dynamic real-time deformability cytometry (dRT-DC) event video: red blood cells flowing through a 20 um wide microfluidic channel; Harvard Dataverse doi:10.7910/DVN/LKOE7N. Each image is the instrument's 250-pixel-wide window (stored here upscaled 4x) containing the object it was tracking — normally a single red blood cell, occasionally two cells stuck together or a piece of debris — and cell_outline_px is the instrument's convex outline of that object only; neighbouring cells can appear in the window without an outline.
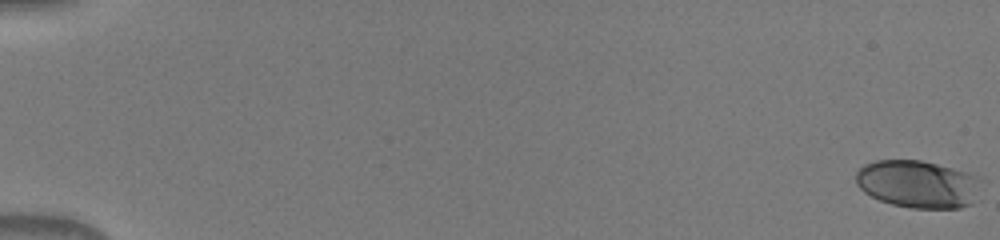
{"species": "human", "species_latin": "Homo sapiens", "temperature_condition": "warm", "stored_images_in_passage": 52, "camera_frame_rate_fps": 3000, "um_per_image_px": 0.085, "donor": {"sex": "male"}, "frame": {"image": 1, "passage_image": 1, "time_ms": 0.0, "image_size_px": [1000, 240], "cell_outline_px": [[984, 180], [972, 204], [960, 208], [912, 208], [892, 204], [880, 200], [864, 192], [856, 184], [856, 172], [864, 164], [876, 160], [920, 160], [968, 172], [980, 176]], "centroid_in_image_um": [78.06, 15.64], "position_along_channel_um": 6.9, "area_um2": 35.03}}
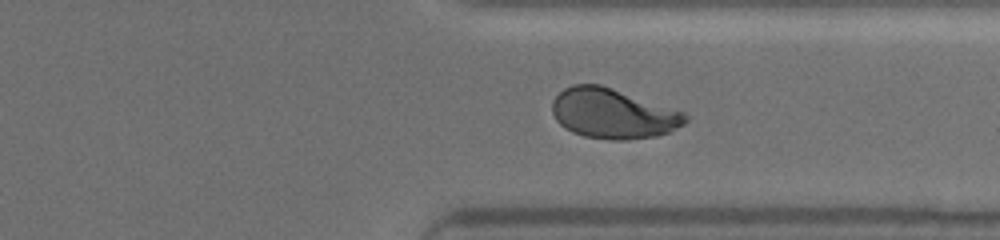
{"frame": {"image": 2, "passage_image": 41, "time_ms": 13.333, "image_size_px": [1000, 240], "cell_outline_px": [[688, 120], [684, 124], [668, 132], [656, 136], [628, 140], [612, 140], [584, 136], [572, 132], [564, 128], [556, 120], [552, 112], [552, 100], [564, 88], [572, 84], [600, 84], [684, 112], [688, 116]], "centroid_in_image_um": [52.08, 9.66], "position_along_channel_um": 359.3, "area_um2": 38.73}}
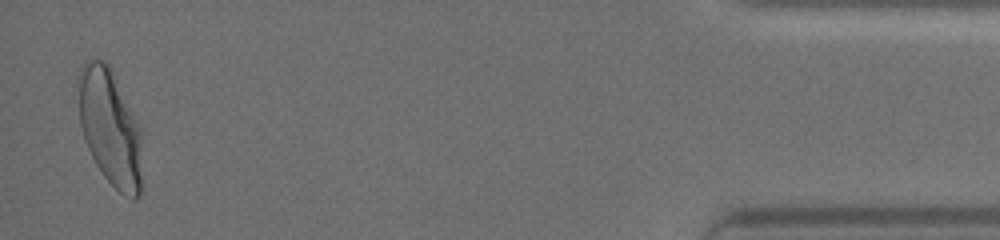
{"frame": {"image": 3, "passage_image": 51, "time_ms": 16.667, "image_size_px": [1000, 240], "cell_outline_px": [[140, 196], [136, 200], [132, 200], [124, 196], [104, 176], [96, 164], [88, 148], [80, 124], [76, 80], [76, 76], [84, 64], [92, 56], [104, 60], [112, 68], [140, 128]], "centroid_in_image_um": [9.31, 10.76], "position_along_channel_um": 425.9, "area_um2": 43.41}}